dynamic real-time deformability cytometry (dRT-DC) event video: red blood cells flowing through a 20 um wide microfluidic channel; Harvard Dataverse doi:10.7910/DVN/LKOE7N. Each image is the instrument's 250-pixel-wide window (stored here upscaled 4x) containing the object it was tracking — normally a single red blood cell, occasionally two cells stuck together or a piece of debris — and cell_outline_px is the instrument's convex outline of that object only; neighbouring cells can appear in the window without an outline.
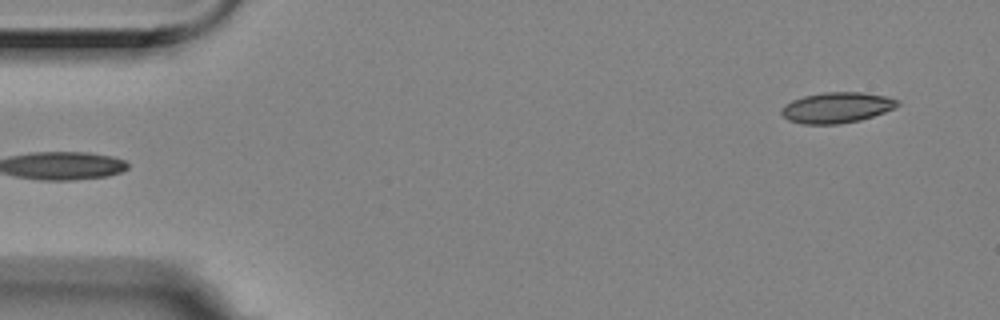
{"species": "Egyptian fruit bat (a non-hibernating species)", "species_latin": "Rousettus aegyptiacus", "temperature_condition": "room temperature", "stored_images_in_passage": 5, "segment_of_instrument_passage": [2, 2], "camera_frame_rate_fps": 3000, "um_per_image_px": 0.085, "animal": {"sex": "female"}, "frame": {"image": 1, "passage_image": 5, "time_ms": 1.333, "image_size_px": [1000, 320], "cell_outline_px": [[900, 104], [884, 112], [860, 120], [840, 124], [804, 124], [788, 120], [780, 112], [780, 108], [784, 104], [792, 100], [804, 96], [824, 92], [860, 92], [884, 96], [900, 100]], "centroid_in_image_um": [71.09, 9.14], "position_along_channel_um": 13.9, "area_um2": 20.69}}